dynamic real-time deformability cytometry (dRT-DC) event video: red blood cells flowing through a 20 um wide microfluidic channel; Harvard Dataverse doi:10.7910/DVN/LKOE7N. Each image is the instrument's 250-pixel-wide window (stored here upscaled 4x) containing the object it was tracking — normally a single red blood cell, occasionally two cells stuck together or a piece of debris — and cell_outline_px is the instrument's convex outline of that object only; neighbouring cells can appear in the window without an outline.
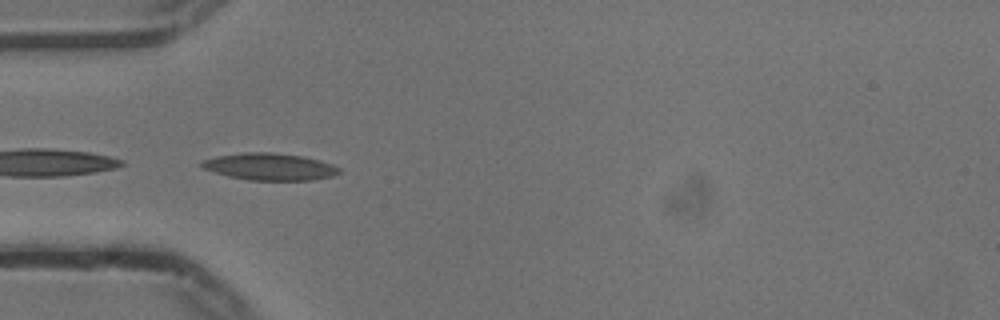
{"species": "common noctule bat (a hibernating species)", "species_latin": "Nyctalus noctula", "temperature_condition": "cold", "stored_images_in_passage": 39, "camera_frame_rate_fps": 3000, "um_per_image_px": 0.085, "animal": {"sex": "male", "body_mass_g": 13.3}, "frame": {"image": 1, "passage_image": 1, "time_ms": 0.0, "image_size_px": [1000, 320], "cell_outline_px": [[340, 172], [332, 176], [312, 180], [248, 180], [228, 176], [204, 168], [200, 164], [200, 160], [216, 156], [244, 152], [272, 152], [304, 156], [320, 160], [332, 164], [340, 168]], "centroid_in_image_um": [22.93, 14.16], "position_along_channel_um": 62.1, "area_um2": 21.68}}
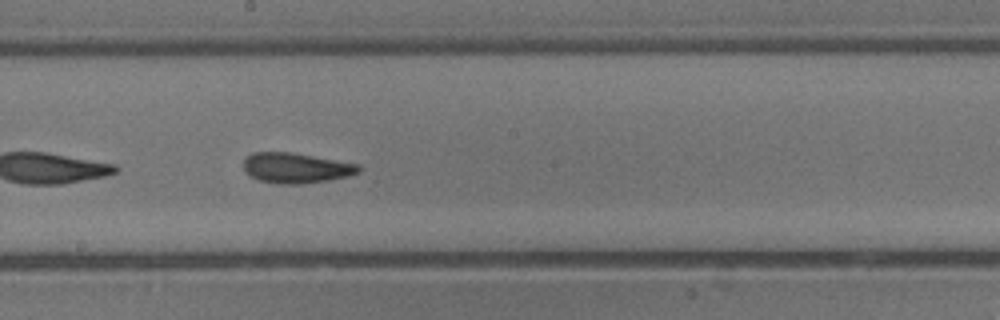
{"frame": {"image": 2, "passage_image": 14, "time_ms": 4.333, "image_size_px": [1000, 320], "cell_outline_px": [[360, 172], [348, 176], [328, 180], [300, 184], [284, 184], [260, 180], [248, 176], [244, 172], [244, 156], [252, 152], [292, 152], [360, 164]], "centroid_in_image_um": [25.14, 14.26], "position_along_channel_um": 223.1, "area_um2": 20.46}}
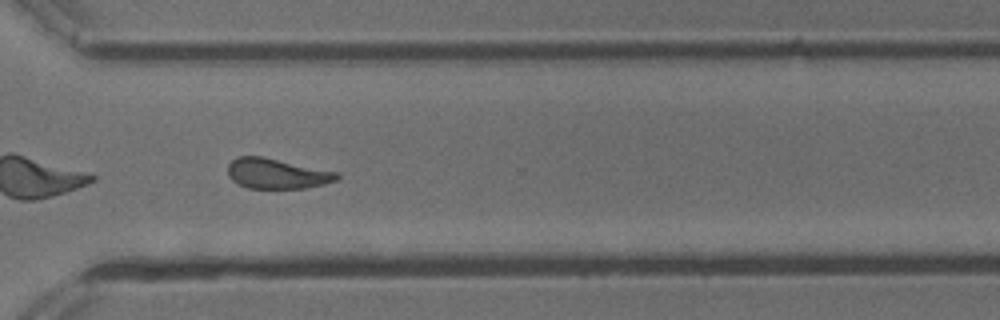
{"frame": {"image": 3, "passage_image": 24, "time_ms": 7.667, "image_size_px": [1000, 320], "cell_outline_px": [[340, 176], [336, 180], [324, 184], [308, 188], [248, 188], [232, 180], [228, 176], [228, 164], [236, 156], [264, 156], [336, 172]], "centroid_in_image_um": [23.51, 14.75], "position_along_channel_um": 347.1, "area_um2": 19.19}, "authors_computed_cell_mechanics": {"area_um2": 19.7098, "velocity_mm_per_s": 3.7338, "shape_relaxation_time_tau1_ms": 5.6801, "shape_relaxation_time_tau2_ms": 2.686, "deformation_change_tau1": 0.1625, "deformation_change_tau2": 0.1077}}